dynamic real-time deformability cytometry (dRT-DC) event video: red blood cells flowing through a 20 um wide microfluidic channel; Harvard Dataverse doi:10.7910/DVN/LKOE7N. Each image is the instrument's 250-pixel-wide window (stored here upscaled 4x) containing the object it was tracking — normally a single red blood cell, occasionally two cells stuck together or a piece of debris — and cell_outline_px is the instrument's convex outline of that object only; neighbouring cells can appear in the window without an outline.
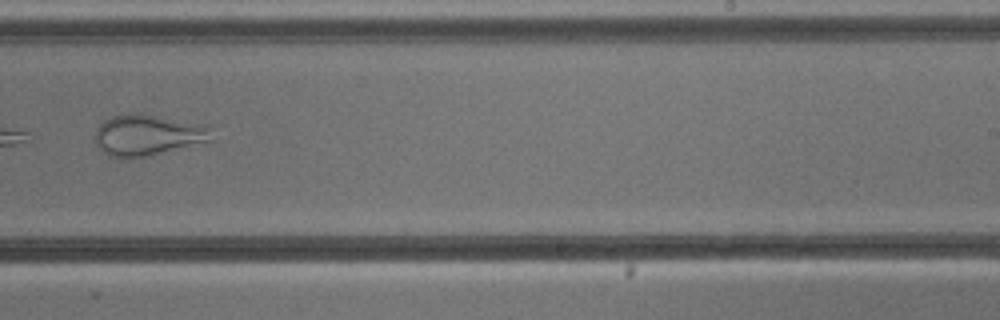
{"species": "common noctule bat (a hibernating species)", "species_latin": "Nyctalus noctula", "temperature_condition": "cold", "stored_images_in_passage": 14, "camera_frame_rate_fps": 3000, "um_per_image_px": 0.085, "animal": {"sex": "male", "body_mass_g": 13.3}, "frame": {"image": 1, "passage_image": 10, "time_ms": 11.667, "image_size_px": [1000, 320], "cell_outline_px": [[212, 140], [208, 144], [148, 156], [108, 156], [100, 148], [96, 140], [96, 128], [104, 120], [112, 116], [136, 112], [140, 112], [212, 124]], "centroid_in_image_um": [12.73, 11.44], "position_along_channel_um": 276.3, "area_um2": 28.78}}
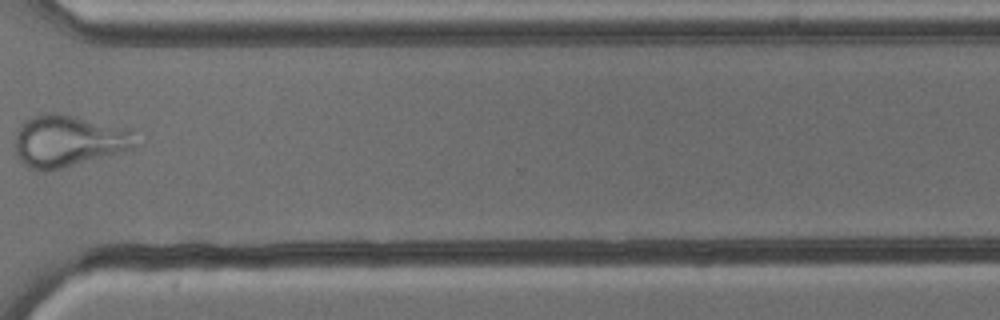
{"frame": {"image": 2, "passage_image": 12, "time_ms": 14.0, "image_size_px": [1000, 320], "cell_outline_px": [[132, 148], [120, 152], [60, 168], [28, 168], [16, 156], [16, 132], [20, 124], [24, 120], [32, 116], [44, 112], [56, 112], [128, 128], [132, 144]], "centroid_in_image_um": [5.7, 11.93], "position_along_channel_um": 364.9, "area_um2": 35.26}}